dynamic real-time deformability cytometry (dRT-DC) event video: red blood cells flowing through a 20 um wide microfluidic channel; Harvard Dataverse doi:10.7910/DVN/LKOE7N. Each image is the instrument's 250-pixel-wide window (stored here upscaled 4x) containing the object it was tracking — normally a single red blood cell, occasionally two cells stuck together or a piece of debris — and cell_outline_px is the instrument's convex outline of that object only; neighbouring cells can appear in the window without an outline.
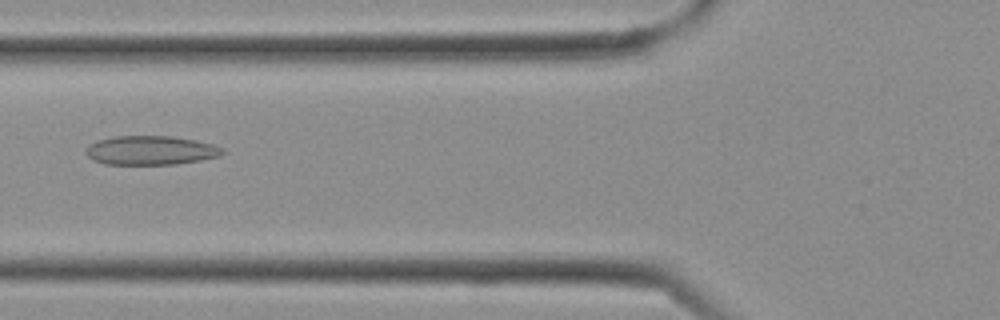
{"species": "Egyptian fruit bat (a non-hibernating species)", "species_latin": "Rousettus aegyptiacus", "temperature_condition": "cold", "stored_images_in_passage": 8, "camera_frame_rate_fps": 3000, "um_per_image_px": 0.085, "frame": {"image": 1, "passage_image": 5, "time_ms": 1.333, "image_size_px": [1000, 320], "cell_outline_px": [[224, 152], [220, 156], [200, 160], [176, 164], [104, 164], [92, 160], [84, 152], [96, 140], [116, 136], [172, 136], [196, 140], [212, 144], [224, 148]], "centroid_in_image_um": [12.82, 12.78], "position_along_channel_um": 113.0, "area_um2": 23.12}}
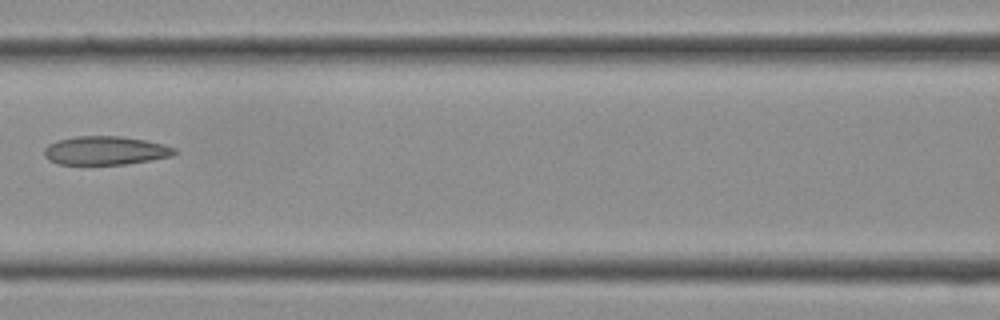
{"frame": {"image": 2, "passage_image": 7, "time_ms": 2.0, "image_size_px": [1000, 320], "cell_outline_px": [[176, 152], [172, 156], [152, 160], [124, 164], [56, 164], [48, 160], [44, 156], [44, 148], [48, 144], [56, 140], [76, 136], [120, 136], [144, 140], [164, 144], [176, 148]], "centroid_in_image_um": [8.93, 12.79], "position_along_channel_um": 157.7, "area_um2": 21.85}}